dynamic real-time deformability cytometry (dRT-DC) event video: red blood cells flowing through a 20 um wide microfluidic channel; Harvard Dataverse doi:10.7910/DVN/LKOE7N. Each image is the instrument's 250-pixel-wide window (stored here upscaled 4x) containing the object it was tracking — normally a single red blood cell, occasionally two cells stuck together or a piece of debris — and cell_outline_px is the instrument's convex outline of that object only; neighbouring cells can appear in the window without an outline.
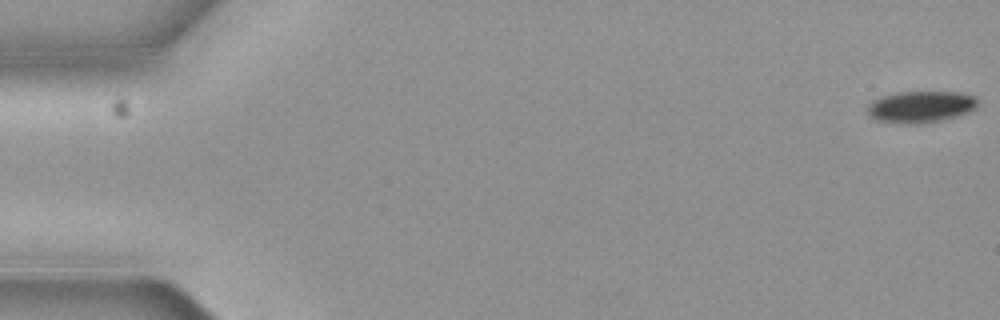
{"species": "common noctule bat (a hibernating species)", "species_latin": "Nyctalus noctula", "temperature_condition": "cold", "stored_images_in_passage": 6, "segment_of_instrument_passage": [1, 2], "camera_frame_rate_fps": 3000, "um_per_image_px": 0.085, "animal": {"sex": "female", "body_mass_g": 19.3, "forearm_length_mm": 54.1}, "frame": {"image": 1, "passage_image": 1, "time_ms": 0.0, "image_size_px": [1000, 320], "cell_outline_px": [[976, 104], [968, 112], [956, 116], [940, 120], [920, 124], [908, 124], [876, 120], [868, 112], [868, 104], [872, 100], [880, 96], [896, 92], [960, 92], [976, 96]], "centroid_in_image_um": [78.22, 9.06], "position_along_channel_um": 6.8, "area_um2": 20.17}}
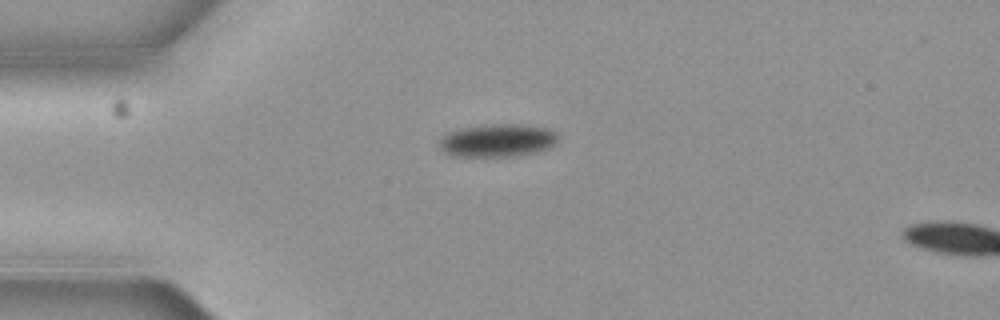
{"frame": {"image": 2, "passage_image": 5, "time_ms": 1.333, "image_size_px": [1000, 320], "cell_outline_px": [[556, 144], [548, 148], [536, 152], [512, 156], [452, 156], [444, 152], [440, 148], [440, 140], [448, 132], [460, 128], [496, 124], [520, 124], [548, 128], [556, 132]], "centroid_in_image_um": [42.29, 11.94], "position_along_channel_um": 42.7, "area_um2": 22.6}}